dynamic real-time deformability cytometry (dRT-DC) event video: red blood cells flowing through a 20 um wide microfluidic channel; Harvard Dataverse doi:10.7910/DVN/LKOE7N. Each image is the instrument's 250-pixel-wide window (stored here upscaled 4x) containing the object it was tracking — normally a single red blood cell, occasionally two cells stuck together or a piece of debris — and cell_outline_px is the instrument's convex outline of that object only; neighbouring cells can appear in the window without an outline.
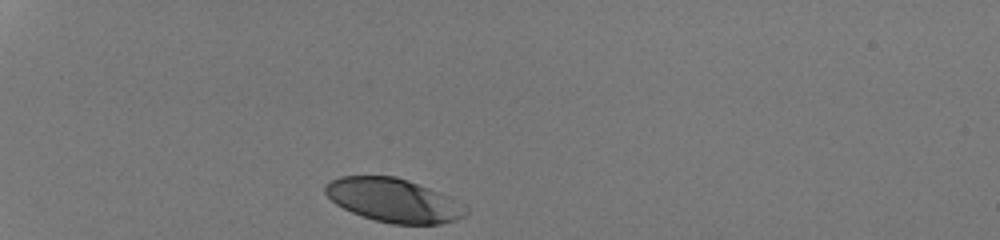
{"species": "human", "species_latin": "Homo sapiens", "temperature_condition": "room temperature", "stored_images_in_passage": 30, "camera_frame_rate_fps": 3000, "um_per_image_px": 0.085, "donor": {"sex": "male"}, "frame": {"image": 1, "passage_image": 1, "time_ms": 0.0, "image_size_px": [1000, 240], "cell_outline_px": [[468, 212], [464, 216], [456, 220], [440, 224], [392, 224], [376, 220], [352, 212], [336, 204], [324, 192], [324, 188], [332, 180], [340, 176], [396, 176], [408, 180], [428, 188], [468, 208]], "centroid_in_image_um": [33.42, 17.03], "position_along_channel_um": 51.6, "area_um2": 35.08}}
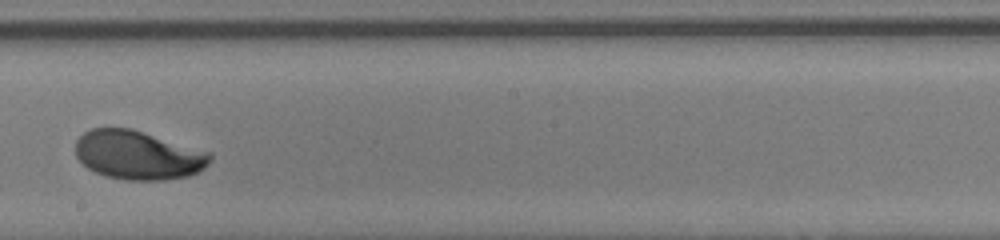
{"frame": {"image": 2, "passage_image": 18, "time_ms": 5.667, "image_size_px": [1000, 240], "cell_outline_px": [[212, 160], [204, 168], [188, 176], [164, 180], [128, 180], [108, 176], [96, 172], [88, 168], [76, 156], [76, 140], [84, 132], [92, 128], [132, 128], [212, 152]], "centroid_in_image_um": [11.77, 13.17], "position_along_channel_um": 236.4, "area_um2": 38.44}}
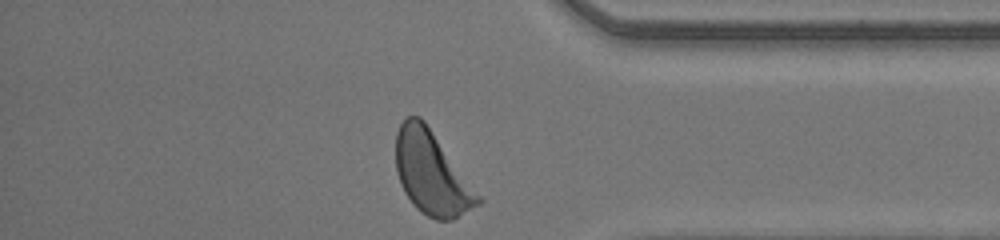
{"frame": {"image": 3, "passage_image": 30, "time_ms": 9.667, "image_size_px": [1000, 240], "cell_outline_px": [[484, 200], [480, 204], [452, 220], [436, 220], [420, 212], [412, 204], [404, 192], [400, 184], [396, 172], [396, 132], [400, 124], [408, 116], [420, 116], [424, 120]], "centroid_in_image_um": [36.68, 14.73], "position_along_channel_um": 398.5, "area_um2": 39.71}, "authors_computed_cell_mechanics": {"area_um2": 37.7145, "velocity_mm_per_s": 4.2128, "shape_relaxation_time_tau1_ms": 2.3855, "shape_relaxation_time_tau2_ms": null, "deformation_change_tau1": 0.1477, "deformation_change_tau2": null}}